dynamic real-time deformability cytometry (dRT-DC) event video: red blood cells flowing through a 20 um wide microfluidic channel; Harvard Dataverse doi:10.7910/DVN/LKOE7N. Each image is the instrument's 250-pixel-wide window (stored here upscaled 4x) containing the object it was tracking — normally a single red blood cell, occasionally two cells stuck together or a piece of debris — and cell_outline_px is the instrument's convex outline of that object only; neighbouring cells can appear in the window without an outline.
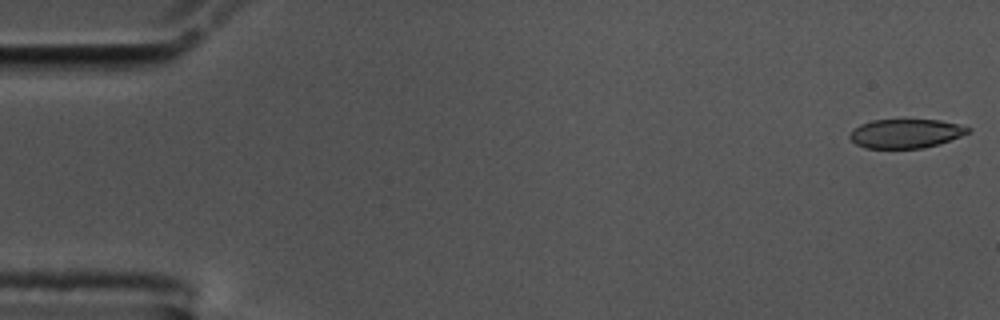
{"species": "common noctule bat (a hibernating species)", "species_latin": "Nyctalus noctula", "temperature_condition": "cold", "stored_images_in_passage": 13, "camera_frame_rate_fps": 3000, "um_per_image_px": 0.085, "animal": {"sex": "male", "body_mass_g": 17.5, "forearm_length_mm": 52.3}, "frame": {"image": 1, "passage_image": 1, "time_ms": 0.0, "image_size_px": [1000, 320], "cell_outline_px": [[972, 128], [968, 132], [960, 136], [940, 144], [924, 148], [864, 148], [856, 144], [848, 136], [852, 128], [860, 124], [872, 120], [904, 116], [940, 120]], "centroid_in_image_um": [76.94, 11.29], "position_along_channel_um": 8.1, "area_um2": 20.98}}